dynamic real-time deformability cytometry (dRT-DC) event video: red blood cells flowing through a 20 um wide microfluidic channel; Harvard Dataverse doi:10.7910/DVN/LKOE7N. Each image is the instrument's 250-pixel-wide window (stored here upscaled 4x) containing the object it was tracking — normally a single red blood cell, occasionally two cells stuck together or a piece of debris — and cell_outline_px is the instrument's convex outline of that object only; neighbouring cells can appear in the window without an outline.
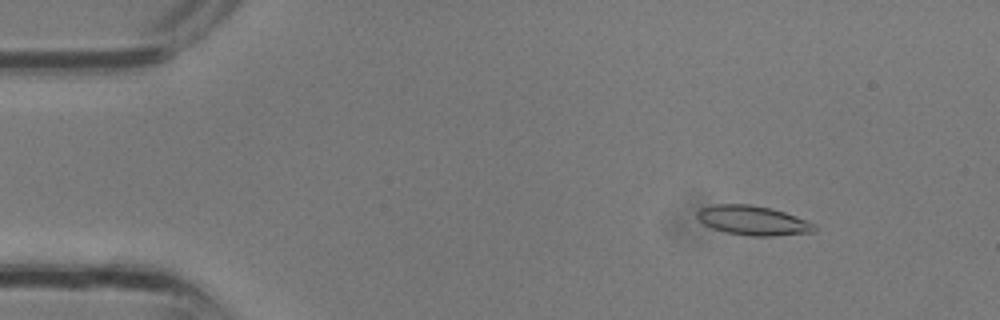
{"species": "common noctule bat (a hibernating species)", "species_latin": "Nyctalus noctula", "temperature_condition": "room temperature", "stored_images_in_passage": 32, "camera_frame_rate_fps": 3000, "um_per_image_px": 0.085, "animal": {"sex": "male", "body_mass_g": 13.3}, "frame": {"image": 1, "passage_image": 3, "time_ms": 0.667, "image_size_px": [1000, 320], "cell_outline_px": [[816, 228], [812, 232], [772, 236], [752, 236], [728, 232], [712, 228], [704, 224], [696, 216], [696, 212], [700, 208], [716, 204], [752, 204], [772, 208], [808, 220], [816, 224]], "centroid_in_image_um": [64.01, 18.72], "position_along_channel_um": 21.0, "area_um2": 20.11}}
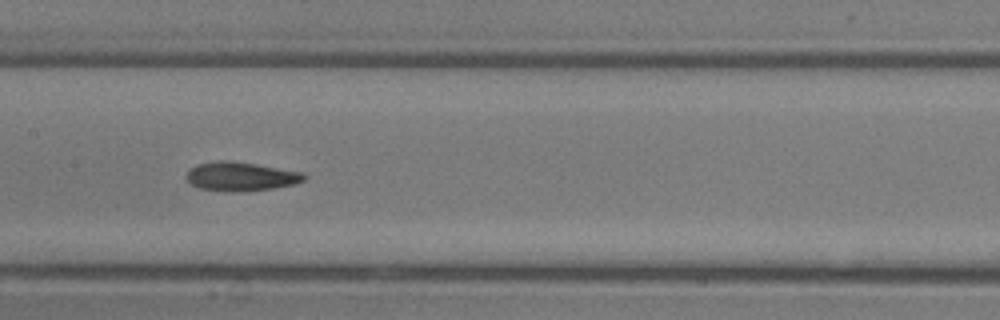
{"frame": {"image": 2, "passage_image": 15, "time_ms": 4.667, "image_size_px": [1000, 320], "cell_outline_px": [[308, 176], [304, 180], [296, 184], [272, 188], [228, 192], [200, 188], [192, 184], [184, 176], [188, 168], [196, 164], [216, 160], [228, 160], [256, 164], [304, 172]], "centroid_in_image_um": [20.45, 14.98], "position_along_channel_um": 187.0, "area_um2": 20.0}}
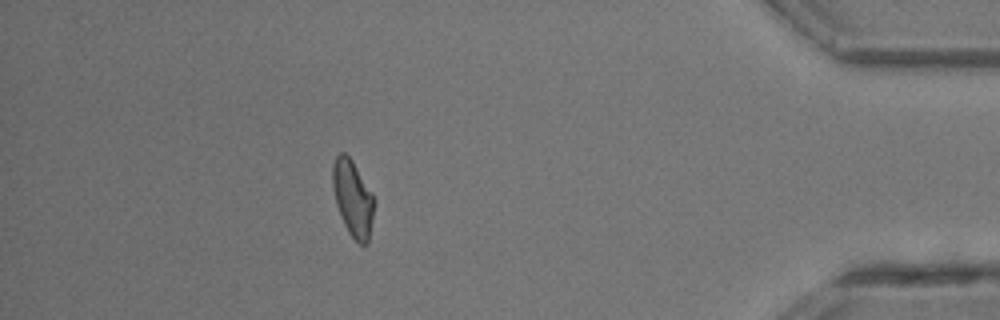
{"frame": {"image": 3, "passage_image": 28, "time_ms": 9.0, "image_size_px": [1000, 320], "cell_outline_px": [[372, 220], [368, 244], [360, 244], [348, 232], [340, 216], [336, 204], [332, 188], [332, 168], [336, 156], [340, 152], [344, 152], [352, 160], [372, 196]], "centroid_in_image_um": [29.93, 16.86], "position_along_channel_um": 405.3, "area_um2": 17.86}}